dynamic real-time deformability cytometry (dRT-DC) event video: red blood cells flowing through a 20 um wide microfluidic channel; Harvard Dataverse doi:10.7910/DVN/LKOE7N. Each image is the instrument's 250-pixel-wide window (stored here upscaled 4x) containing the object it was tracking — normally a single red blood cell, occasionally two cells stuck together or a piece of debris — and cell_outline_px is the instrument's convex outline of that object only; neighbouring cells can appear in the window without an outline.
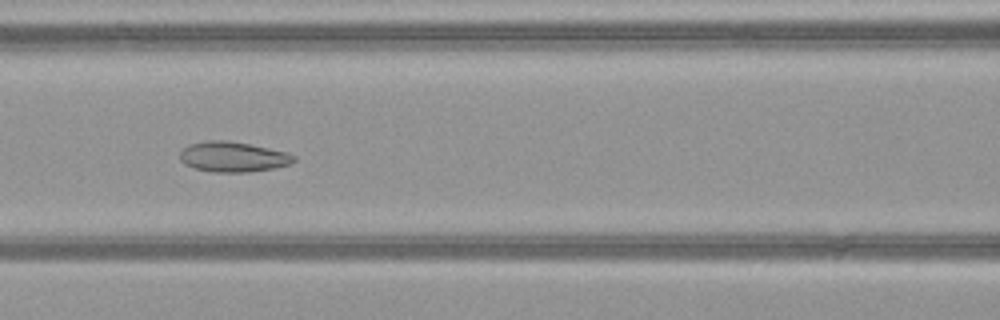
{"species": "common noctule bat (a hibernating species)", "species_latin": "Nyctalus noctula", "temperature_condition": "warm", "stored_images_in_passage": 52, "camera_frame_rate_fps": 3000, "um_per_image_px": 0.085, "animal": {"sex": "female", "body_mass_g": 21.9}, "frame": {"image": 1, "passage_image": 23, "time_ms": 7.333, "image_size_px": [1000, 320], "cell_outline_px": [[296, 160], [288, 164], [276, 168], [248, 172], [212, 172], [196, 168], [184, 164], [180, 160], [180, 152], [188, 144], [208, 140], [228, 140], [288, 152], [296, 156]], "centroid_in_image_um": [19.81, 13.33], "position_along_channel_um": 146.8, "area_um2": 20.11}}
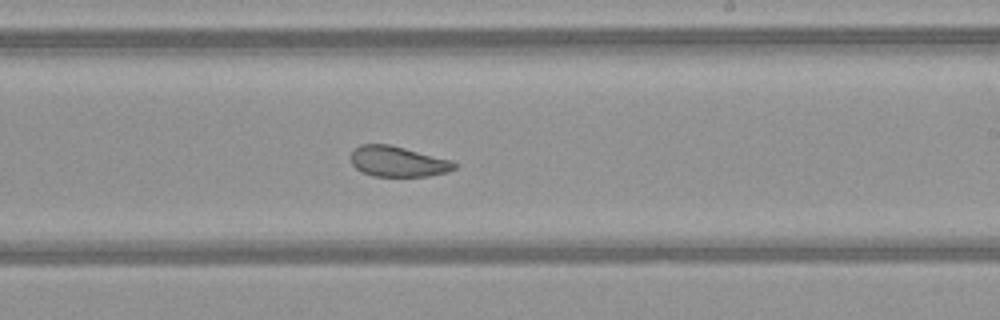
{"frame": {"image": 2, "passage_image": 31, "time_ms": 10.0, "image_size_px": [1000, 320], "cell_outline_px": [[456, 168], [448, 172], [428, 176], [372, 176], [356, 168], [352, 164], [348, 156], [360, 144], [388, 144], [452, 160], [456, 164]], "centroid_in_image_um": [33.8, 13.73], "position_along_channel_um": 255.2, "area_um2": 18.38}}
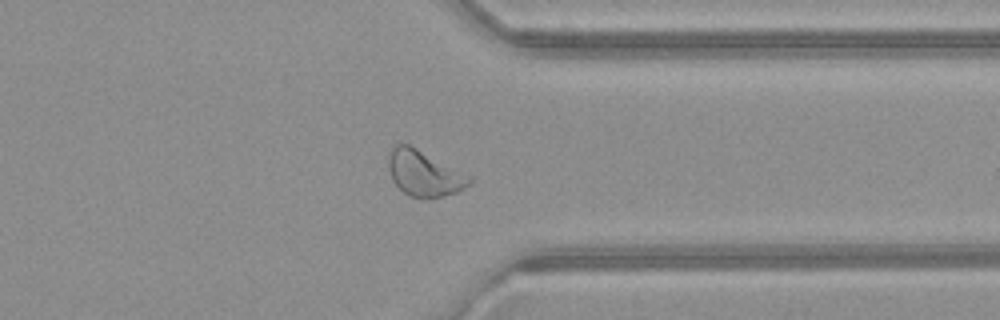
{"frame": {"image": 3, "passage_image": 40, "time_ms": 13.0, "image_size_px": [1000, 320], "cell_outline_px": [[472, 180], [464, 188], [456, 192], [440, 196], [408, 196], [392, 180], [388, 168], [388, 156], [392, 148], [396, 144], [408, 144], [472, 176]], "centroid_in_image_um": [36.03, 14.71], "position_along_channel_um": 375.4, "area_um2": 21.04}, "authors_computed_cell_mechanics": {"area_um2": 23.9581, "velocity_mm_per_s": 4.0793, "shape_relaxation_time_tau1_ms": null, "shape_relaxation_time_tau2_ms": 2.458, "deformation_change_tau1": null, "deformation_change_tau2": 0.0789}}